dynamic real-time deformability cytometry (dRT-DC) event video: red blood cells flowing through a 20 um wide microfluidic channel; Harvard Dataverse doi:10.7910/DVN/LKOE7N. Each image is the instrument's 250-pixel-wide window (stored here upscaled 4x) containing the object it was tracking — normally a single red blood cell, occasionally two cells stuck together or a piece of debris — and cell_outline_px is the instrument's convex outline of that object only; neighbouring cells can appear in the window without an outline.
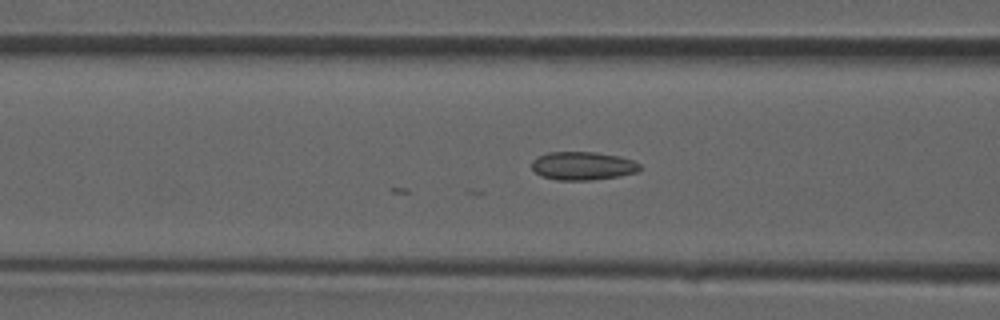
{"species": "common noctule bat (a hibernating species)", "species_latin": "Nyctalus noctula", "temperature_condition": "room temperature", "stored_images_in_passage": 31, "camera_frame_rate_fps": 3000, "um_per_image_px": 0.085, "animal": {"sex": "male", "forearm_length_mm": 52.5}, "frame": {"image": 1, "passage_image": 6, "time_ms": 1.667, "image_size_px": [1000, 320], "cell_outline_px": [[640, 168], [636, 172], [620, 176], [592, 180], [556, 180], [540, 176], [532, 168], [532, 160], [536, 156], [548, 152], [596, 152], [620, 156], [632, 160], [640, 164]], "centroid_in_image_um": [49.51, 14.09], "position_along_channel_um": 117.1, "area_um2": 17.98}}